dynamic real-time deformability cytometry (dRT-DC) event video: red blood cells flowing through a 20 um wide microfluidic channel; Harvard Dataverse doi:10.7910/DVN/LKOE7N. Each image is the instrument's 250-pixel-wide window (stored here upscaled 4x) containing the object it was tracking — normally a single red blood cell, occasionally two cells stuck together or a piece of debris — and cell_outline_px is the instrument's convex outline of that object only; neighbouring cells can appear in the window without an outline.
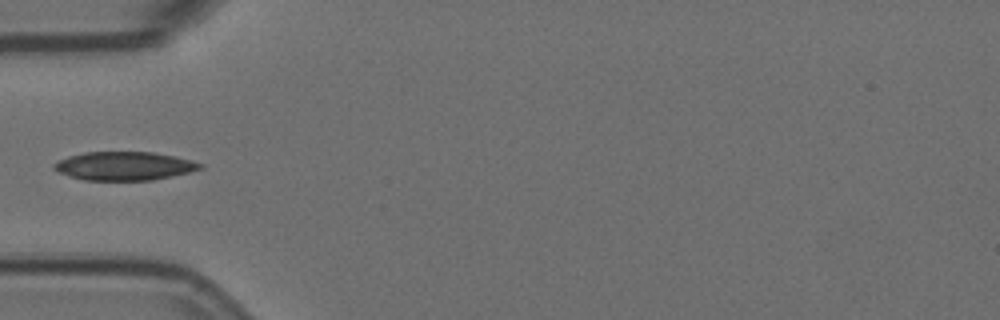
{"species": "Egyptian fruit bat (a non-hibernating species)", "species_latin": "Rousettus aegyptiacus", "temperature_condition": "room temperature", "stored_images_in_passage": 6, "camera_frame_rate_fps": 3000, "um_per_image_px": 0.085, "animal": {"sex": "female"}, "frame": {"image": 1, "passage_image": 6, "time_ms": 1.667, "image_size_px": [1000, 320], "cell_outline_px": [[204, 168], [172, 176], [152, 180], [84, 180], [68, 176], [56, 172], [52, 168], [52, 164], [68, 156], [84, 152], [152, 152], [192, 160], [204, 164]], "centroid_in_image_um": [10.53, 14.11], "position_along_channel_um": 74.5, "area_um2": 24.39}}